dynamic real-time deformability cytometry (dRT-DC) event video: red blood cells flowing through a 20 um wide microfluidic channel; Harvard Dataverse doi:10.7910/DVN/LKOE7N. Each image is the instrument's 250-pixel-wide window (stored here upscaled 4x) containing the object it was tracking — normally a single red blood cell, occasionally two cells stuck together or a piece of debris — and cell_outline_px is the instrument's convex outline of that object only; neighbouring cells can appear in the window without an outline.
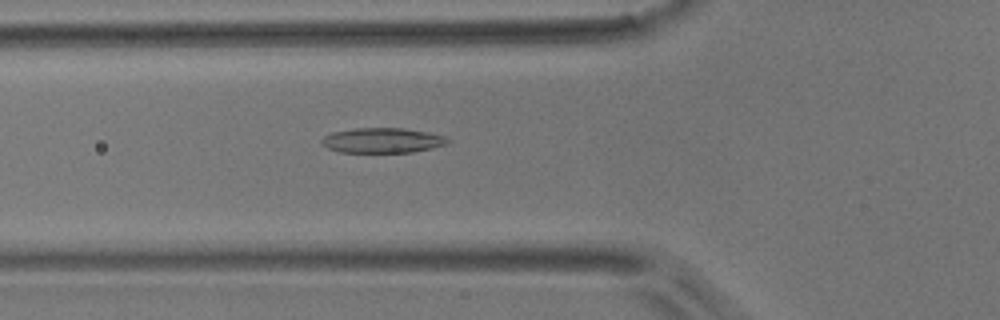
{"species": "common noctule bat (a hibernating species)", "species_latin": "Nyctalus noctula", "temperature_condition": "room temperature", "stored_images_in_passage": 36, "camera_frame_rate_fps": 3000, "um_per_image_px": 0.085, "animal": {"sex": "male", "body_mass_g": 17.9}, "frame": {"image": 1, "passage_image": 7, "time_ms": 2.0, "image_size_px": [1000, 320], "cell_outline_px": [[452, 140], [448, 144], [432, 148], [412, 152], [340, 152], [328, 148], [320, 140], [324, 136], [332, 132], [352, 128], [404, 128], [428, 132], [444, 136]], "centroid_in_image_um": [32.53, 11.92], "position_along_channel_um": 93.3, "area_um2": 18.44}}
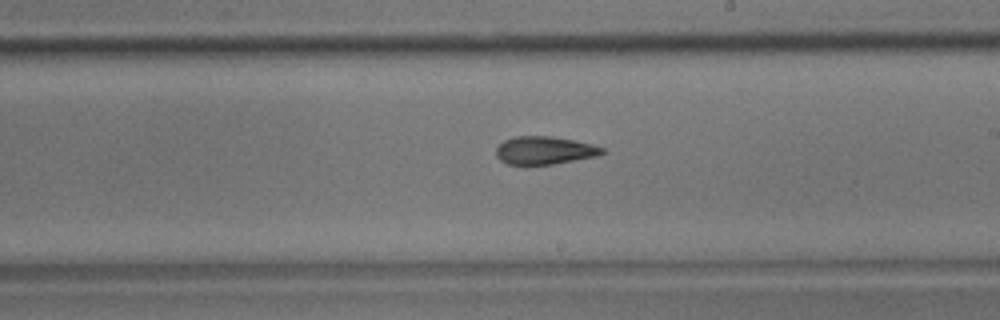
{"frame": {"image": 2, "passage_image": 19, "time_ms": 6.0, "image_size_px": [1000, 320], "cell_outline_px": [[604, 152], [596, 156], [552, 164], [508, 164], [500, 160], [496, 156], [496, 148], [504, 140], [512, 136], [552, 136], [592, 144], [604, 148]], "centroid_in_image_um": [46.25, 12.77], "position_along_channel_um": 242.8, "area_um2": 17.11}}
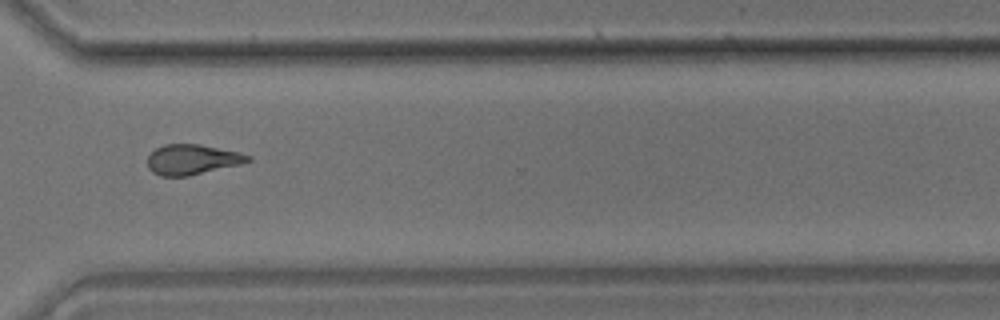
{"frame": {"image": 3, "passage_image": 28, "time_ms": 9.0, "image_size_px": [1000, 320], "cell_outline_px": [[252, 160], [240, 164], [188, 176], [160, 176], [152, 172], [148, 168], [148, 156], [156, 148], [164, 144], [200, 144], [240, 152], [252, 156]], "centroid_in_image_um": [16.34, 13.55], "position_along_channel_um": 354.3, "area_um2": 17.69}, "authors_computed_cell_mechanics": {"area_um2": 17.5134, "velocity_mm_per_s": 3.7235, "shape_relaxation_time_tau1_ms": 5.827, "shape_relaxation_time_tau2_ms": 5.0252, "deformation_change_tau1": 0.1586, "deformation_change_tau2": 0.1462}}